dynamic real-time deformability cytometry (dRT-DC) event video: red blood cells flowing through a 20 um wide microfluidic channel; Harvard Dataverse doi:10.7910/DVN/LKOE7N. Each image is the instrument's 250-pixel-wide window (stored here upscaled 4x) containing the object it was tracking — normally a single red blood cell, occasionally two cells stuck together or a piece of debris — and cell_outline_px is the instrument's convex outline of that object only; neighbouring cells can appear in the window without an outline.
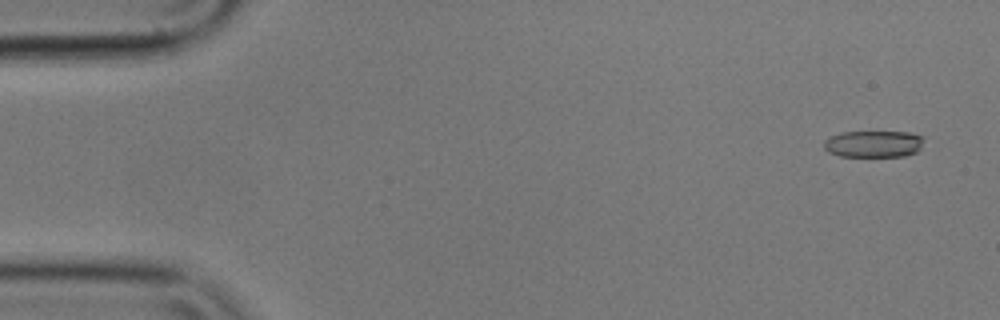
{"species": "common noctule bat (a hibernating species)", "species_latin": "Nyctalus noctula", "temperature_condition": "cold", "stored_images_in_passage": 7, "camera_frame_rate_fps": 3000, "um_per_image_px": 0.085, "animal": {"sex": "male", "body_mass_g": 17.9}, "frame": {"image": 1, "passage_image": 1, "time_ms": 0.0, "image_size_px": [1000, 320], "cell_outline_px": [[924, 140], [920, 148], [916, 152], [904, 156], [840, 156], [828, 152], [824, 148], [824, 140], [840, 132], [908, 132], [924, 136]], "centroid_in_image_um": [74.26, 12.23], "position_along_channel_um": 10.7, "area_um2": 15.61}}
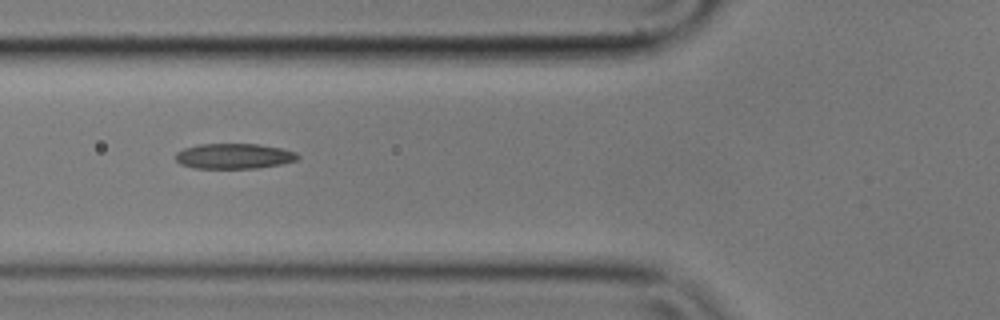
{"frame": {"image": 2, "passage_image": 6, "time_ms": 1.667, "image_size_px": [1000, 320], "cell_outline_px": [[300, 156], [296, 160], [280, 164], [260, 168], [192, 168], [180, 164], [176, 160], [176, 152], [184, 148], [200, 144], [260, 144], [280, 148], [296, 152]], "centroid_in_image_um": [19.88, 13.27], "position_along_channel_um": 105.9, "area_um2": 18.03}}
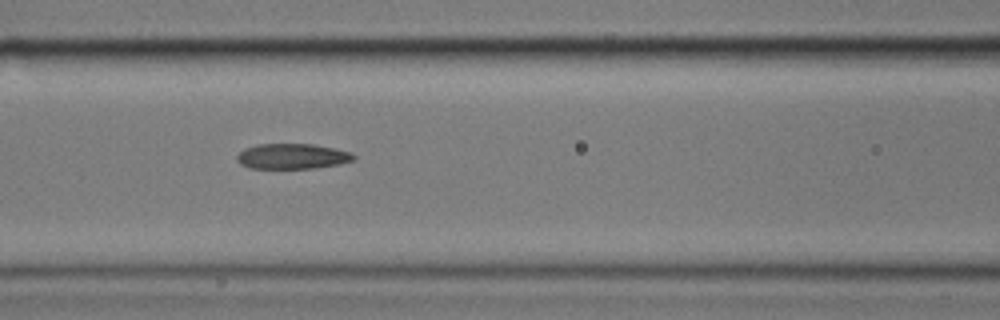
{"frame": {"image": 3, "passage_image": 7, "time_ms": 2.0, "image_size_px": [1000, 320], "cell_outline_px": [[356, 160], [340, 164], [316, 168], [248, 168], [240, 164], [236, 160], [236, 156], [244, 148], [256, 144], [312, 144], [352, 152], [356, 156]], "centroid_in_image_um": [24.84, 13.29], "position_along_channel_um": 141.8, "area_um2": 17.4}}